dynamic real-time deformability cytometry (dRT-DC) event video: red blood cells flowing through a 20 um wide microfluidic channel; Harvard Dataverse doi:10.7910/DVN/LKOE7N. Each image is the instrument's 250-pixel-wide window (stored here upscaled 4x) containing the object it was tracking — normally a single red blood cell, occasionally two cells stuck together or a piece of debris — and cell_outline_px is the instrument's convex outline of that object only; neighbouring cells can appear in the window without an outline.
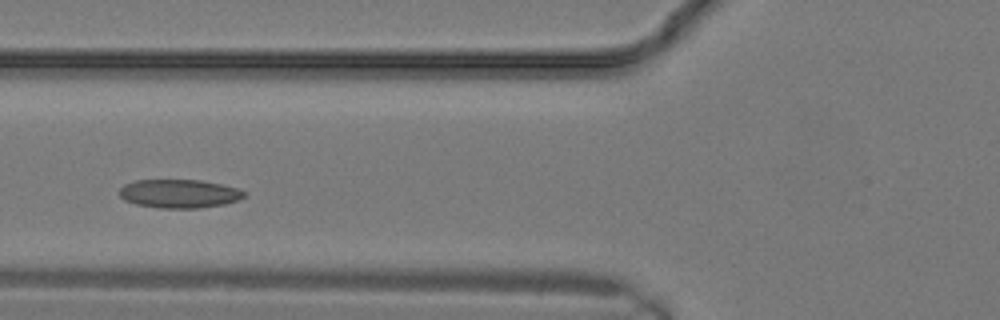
{"species": "common noctule bat (a hibernating species)", "species_latin": "Nyctalus noctula", "temperature_condition": "warm", "stored_images_in_passage": 6, "camera_frame_rate_fps": 3000, "um_per_image_px": 0.085, "animal": {"sex": "male", "body_mass_g": 19.2, "forearm_length_mm": 51.8}, "frame": {"image": 1, "passage_image": 5, "time_ms": 1.333, "image_size_px": [1000, 320], "cell_outline_px": [[248, 196], [240, 200], [224, 204], [200, 208], [160, 208], [136, 204], [124, 200], [120, 196], [120, 188], [124, 184], [136, 180], [200, 180], [240, 188], [248, 192]], "centroid_in_image_um": [15.3, 16.46], "position_along_channel_um": 110.5, "area_um2": 21.04}}